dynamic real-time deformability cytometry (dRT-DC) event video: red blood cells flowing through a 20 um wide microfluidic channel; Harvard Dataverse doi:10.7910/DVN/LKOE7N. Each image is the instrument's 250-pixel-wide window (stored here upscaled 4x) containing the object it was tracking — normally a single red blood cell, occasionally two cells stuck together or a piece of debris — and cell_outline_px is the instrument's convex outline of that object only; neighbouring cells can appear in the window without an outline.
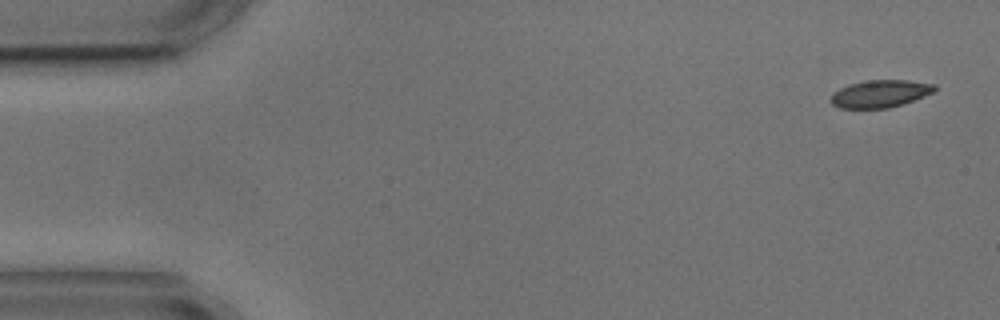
{"species": "common noctule bat (a hibernating species)", "species_latin": "Nyctalus noctula", "temperature_condition": "cold", "stored_images_in_passage": 4, "camera_frame_rate_fps": 3000, "um_per_image_px": 0.085, "animal": {"sex": "male", "body_mass_g": 17.9, "forearm_length_mm": 54.2}, "frame": {"image": 1, "passage_image": 1, "time_ms": 0.0, "image_size_px": [1000, 320], "cell_outline_px": [[936, 88], [932, 92], [924, 96], [888, 108], [840, 108], [832, 104], [832, 96], [840, 88], [848, 84], [864, 80], [908, 80], [936, 84]], "centroid_in_image_um": [74.82, 7.95], "position_along_channel_um": 10.2, "area_um2": 16.36}}